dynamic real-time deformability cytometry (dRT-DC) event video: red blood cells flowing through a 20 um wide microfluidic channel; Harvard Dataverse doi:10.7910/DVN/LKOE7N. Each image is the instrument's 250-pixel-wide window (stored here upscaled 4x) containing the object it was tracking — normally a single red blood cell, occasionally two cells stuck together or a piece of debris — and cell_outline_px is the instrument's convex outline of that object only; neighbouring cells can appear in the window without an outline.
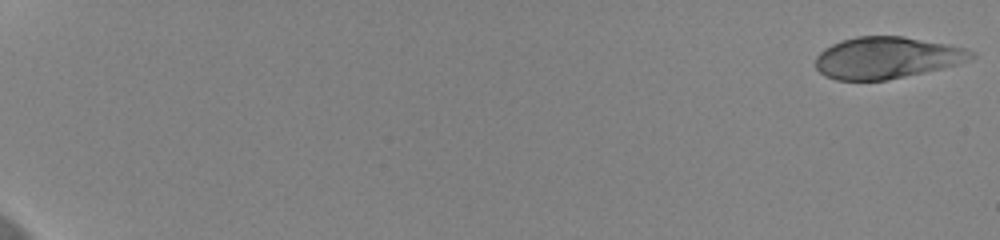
{"species": "human", "species_latin": "Homo sapiens", "temperature_condition": "cold", "stored_images_in_passage": 58, "camera_frame_rate_fps": 3000, "um_per_image_px": 0.085, "donor": {"sex": "female"}, "frame": {"image": 1, "passage_image": 1, "time_ms": 0.0, "image_size_px": [1000, 240], "cell_outline_px": [[976, 56], [968, 60], [956, 64], [940, 68], [888, 80], [836, 80], [824, 76], [816, 68], [816, 56], [824, 48], [840, 40], [856, 36], [904, 36], [964, 48], [976, 52]], "centroid_in_image_um": [75.32, 4.9], "position_along_channel_um": 9.7, "area_um2": 37.63}}
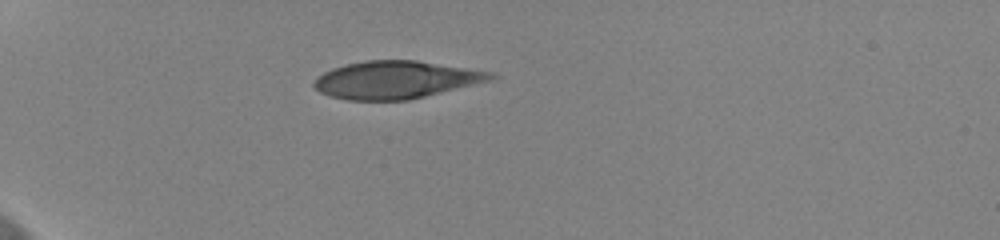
{"frame": {"image": 2, "passage_image": 19, "time_ms": 6.0, "image_size_px": [1000, 240], "cell_outline_px": [[500, 76], [492, 80], [408, 100], [348, 100], [332, 96], [320, 92], [312, 84], [316, 76], [332, 68], [364, 60], [416, 60], [496, 72]], "centroid_in_image_um": [33.69, 6.77], "position_along_channel_um": 51.3, "area_um2": 38.78}}
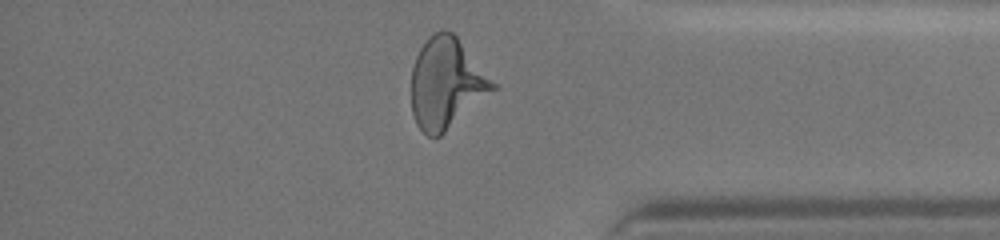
{"frame": {"image": 3, "passage_image": 51, "time_ms": 16.667, "image_size_px": [1000, 240], "cell_outline_px": [[496, 88], [440, 136], [428, 136], [416, 124], [412, 112], [412, 68], [416, 56], [420, 48], [428, 36], [432, 32], [444, 28], [452, 32], [456, 36], [496, 84]], "centroid_in_image_um": [37.91, 7.05], "position_along_channel_um": 397.3, "area_um2": 42.43}, "authors_computed_cell_mechanics": {"area_um2": 40.8935, "velocity_mm_per_s": 3.6456, "shape_relaxation_time_tau1_ms": 5.2585, "shape_relaxation_time_tau2_ms": 0.7427, "deformation_change_tau1": 0.1737, "deformation_change_tau2": 0.067}}